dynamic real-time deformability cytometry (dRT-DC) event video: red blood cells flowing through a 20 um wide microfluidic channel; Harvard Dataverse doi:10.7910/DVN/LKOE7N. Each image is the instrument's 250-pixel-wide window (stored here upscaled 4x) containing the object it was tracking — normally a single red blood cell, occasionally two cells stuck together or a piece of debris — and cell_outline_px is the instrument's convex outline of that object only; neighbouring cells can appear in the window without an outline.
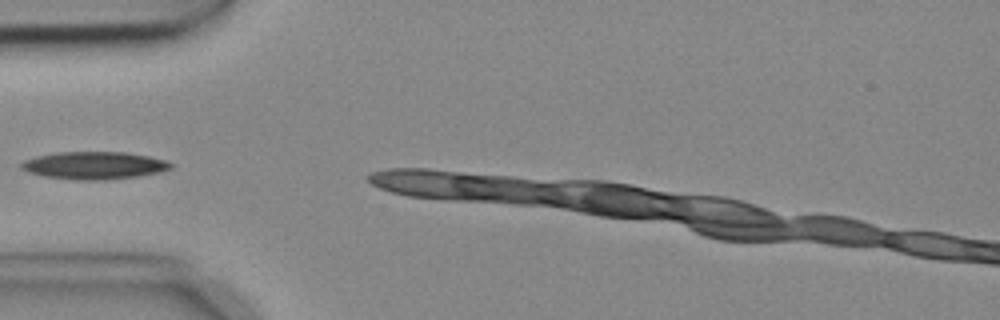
{"species": "common noctule bat (a hibernating species)", "species_latin": "Nyctalus noctula", "temperature_condition": "cold", "stored_images_in_passage": 2, "camera_frame_rate_fps": 3000, "um_per_image_px": 0.085, "animal": {"sex": "female", "body_mass_g": 18.4}, "frame": {"image": 1, "passage_image": 1, "time_ms": 0.0, "image_size_px": [1000, 320], "cell_outline_px": [[176, 164], [172, 168], [160, 172], [136, 176], [108, 180], [76, 180], [44, 176], [28, 172], [20, 168], [20, 164], [24, 160], [36, 156], [56, 152], [124, 152], [148, 156], [164, 160]], "centroid_in_image_um": [8.0, 14.06], "position_along_channel_um": 77.0, "area_um2": 24.1}}